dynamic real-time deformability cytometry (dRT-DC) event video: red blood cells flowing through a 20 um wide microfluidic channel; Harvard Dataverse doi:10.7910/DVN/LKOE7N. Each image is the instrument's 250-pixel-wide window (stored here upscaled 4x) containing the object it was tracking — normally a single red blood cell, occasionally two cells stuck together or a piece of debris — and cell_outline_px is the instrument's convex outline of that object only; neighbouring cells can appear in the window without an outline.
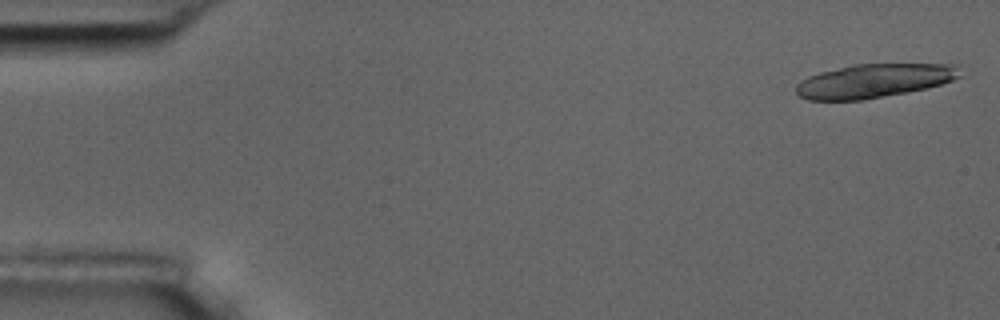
{"species": "common noctule bat (a hibernating species)", "species_latin": "Nyctalus noctula", "temperature_condition": "room temperature", "stored_images_in_passage": 4, "camera_frame_rate_fps": 3000, "um_per_image_px": 0.085, "animal": {"sex": "male", "body_mass_g": 17.5, "forearm_length_mm": 52.3}, "frame": {"image": 1, "passage_image": 1, "time_ms": 0.0, "image_size_px": [1000, 320], "cell_outline_px": [[960, 76], [952, 80], [940, 84], [908, 92], [864, 100], [808, 100], [800, 96], [796, 92], [796, 84], [800, 80], [808, 76], [820, 72], [852, 64], [952, 64], [956, 68]], "centroid_in_image_um": [74.21, 6.87], "position_along_channel_um": 10.8, "area_um2": 32.08}}